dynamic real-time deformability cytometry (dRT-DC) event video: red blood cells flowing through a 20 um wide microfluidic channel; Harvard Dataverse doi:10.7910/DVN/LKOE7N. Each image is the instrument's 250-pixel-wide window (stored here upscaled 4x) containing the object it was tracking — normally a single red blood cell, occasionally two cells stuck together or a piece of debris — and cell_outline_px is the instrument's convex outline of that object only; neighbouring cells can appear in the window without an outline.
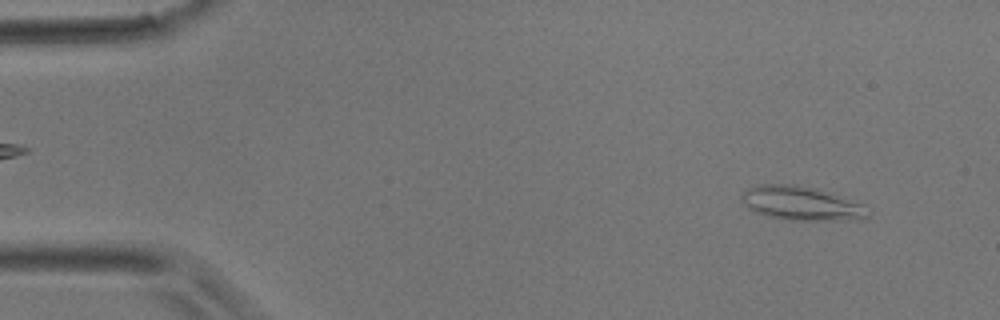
{"species": "common noctule bat (a hibernating species)", "species_latin": "Nyctalus noctula", "temperature_condition": "room temperature", "stored_images_in_passage": 5, "camera_frame_rate_fps": 3000, "um_per_image_px": 0.085, "animal": {"sex": "male", "body_mass_g": 17.9}, "frame": {"image": 1, "passage_image": 5, "time_ms": 1.333, "image_size_px": [1000, 320], "cell_outline_px": [[872, 212], [868, 216], [860, 220], [788, 220], [768, 216], [756, 212], [748, 208], [740, 196], [740, 192], [756, 184], [792, 184], [816, 188], [860, 204]], "centroid_in_image_um": [68.07, 17.29], "position_along_channel_um": 16.9, "area_um2": 24.91}}